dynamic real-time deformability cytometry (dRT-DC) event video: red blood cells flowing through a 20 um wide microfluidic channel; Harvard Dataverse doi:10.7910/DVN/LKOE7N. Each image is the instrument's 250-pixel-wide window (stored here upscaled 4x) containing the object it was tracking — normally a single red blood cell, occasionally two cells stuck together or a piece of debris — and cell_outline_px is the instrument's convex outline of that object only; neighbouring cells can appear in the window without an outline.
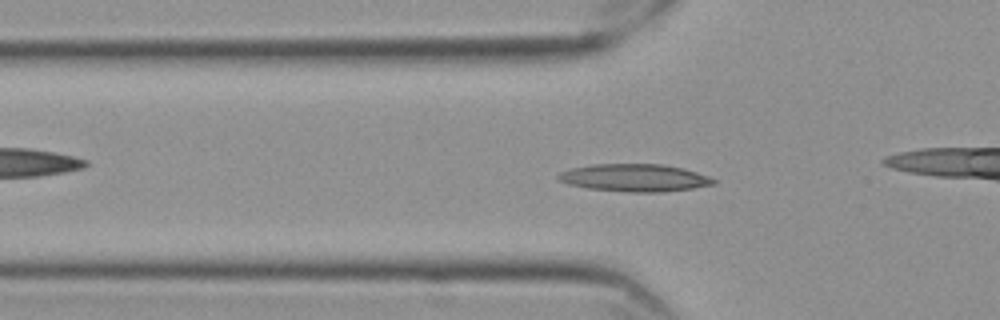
{"species": "Egyptian fruit bat (a non-hibernating species)", "species_latin": "Rousettus aegyptiacus", "temperature_condition": "cold", "stored_images_in_passage": 50, "camera_frame_rate_fps": 3000, "um_per_image_px": 0.085, "frame": {"image": 1, "passage_image": 11, "time_ms": 3.333, "image_size_px": [1000, 320], "cell_outline_px": [[716, 184], [692, 188], [660, 192], [628, 192], [588, 188], [568, 184], [560, 180], [556, 176], [560, 172], [572, 168], [592, 164], [664, 164], [684, 168], [708, 176], [716, 180]], "centroid_in_image_um": [53.95, 15.1], "position_along_channel_um": 71.8, "area_um2": 24.85}}
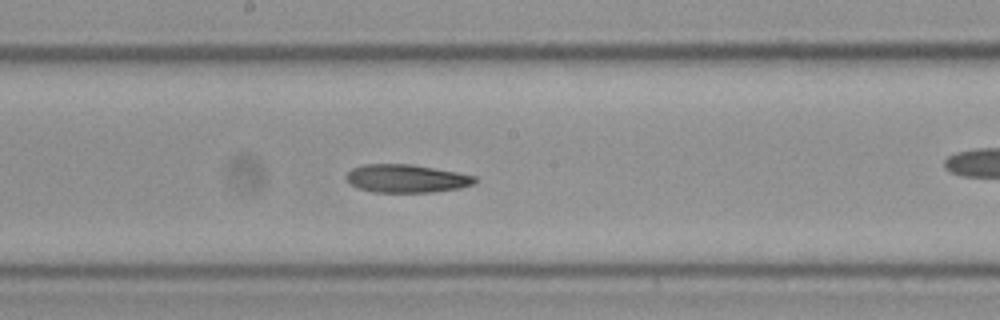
{"frame": {"image": 2, "passage_image": 23, "time_ms": 7.333, "image_size_px": [1000, 320], "cell_outline_px": [[476, 180], [472, 184], [460, 188], [432, 192], [372, 192], [360, 188], [352, 184], [348, 180], [348, 172], [352, 168], [364, 164], [412, 164], [456, 172], [476, 176]], "centroid_in_image_um": [34.56, 15.17], "position_along_channel_um": 213.6, "area_um2": 20.81}}
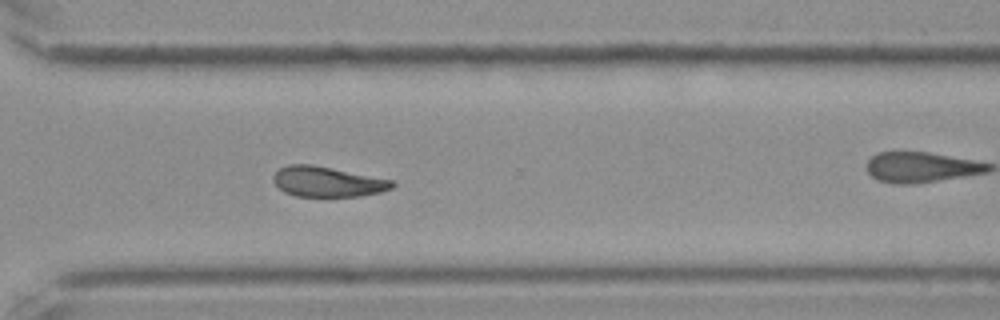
{"frame": {"image": 3, "passage_image": 34, "time_ms": 11.0, "image_size_px": [1000, 320], "cell_outline_px": [[396, 184], [392, 188], [380, 192], [360, 196], [296, 196], [284, 192], [272, 180], [272, 176], [280, 168], [288, 164], [312, 164], [392, 180]], "centroid_in_image_um": [27.81, 15.44], "position_along_channel_um": 342.8, "area_um2": 20.81}, "authors_computed_cell_mechanics": {"area_um2": 21.7328, "velocity_mm_per_s": 3.5285, "shape_relaxation_time_tau1_ms": 6.0174, "shape_relaxation_time_tau2_ms": 7.3929, "deformation_change_tau1": 0.1684, "deformation_change_tau2": 0.163}}